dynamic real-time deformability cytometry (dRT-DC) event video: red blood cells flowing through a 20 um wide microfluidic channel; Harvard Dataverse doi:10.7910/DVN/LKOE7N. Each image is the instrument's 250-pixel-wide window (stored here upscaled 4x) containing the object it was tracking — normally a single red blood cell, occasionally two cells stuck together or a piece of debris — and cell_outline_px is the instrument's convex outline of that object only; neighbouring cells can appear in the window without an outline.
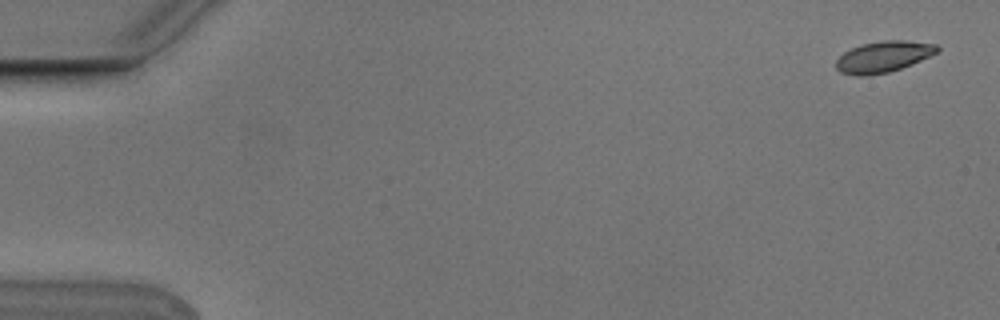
{"species": "Egyptian fruit bat (a non-hibernating species)", "species_latin": "Rousettus aegyptiacus", "temperature_condition": "cold", "stored_images_in_passage": 3, "camera_frame_rate_fps": 3000, "um_per_image_px": 0.085, "animal": {"sex": "male"}, "frame": {"image": 1, "passage_image": 1, "time_ms": 0.0, "image_size_px": [1000, 320], "cell_outline_px": [[940, 48], [936, 52], [912, 64], [888, 72], [860, 76], [840, 72], [836, 68], [836, 60], [844, 52], [852, 48], [864, 44], [884, 40], [908, 40], [936, 44]], "centroid_in_image_um": [75.08, 4.81], "position_along_channel_um": 9.9, "area_um2": 18.03}}